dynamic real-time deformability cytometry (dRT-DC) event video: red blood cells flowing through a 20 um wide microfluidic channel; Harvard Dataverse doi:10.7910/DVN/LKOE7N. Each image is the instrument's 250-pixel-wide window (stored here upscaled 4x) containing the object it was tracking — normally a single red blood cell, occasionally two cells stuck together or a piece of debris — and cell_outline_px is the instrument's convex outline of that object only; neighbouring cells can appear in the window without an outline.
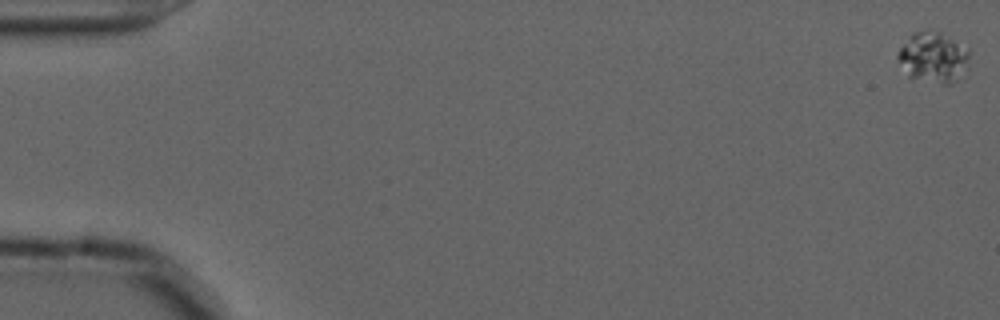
{"species": "common noctule bat (a hibernating species)", "species_latin": "Nyctalus noctula", "temperature_condition": "cold", "stored_images_in_passage": 13, "camera_frame_rate_fps": 3000, "um_per_image_px": 0.085, "animal": {"sex": "male", "forearm_length_mm": 52.5}, "frame": {"image": 1, "passage_image": 1, "time_ms": 0.0, "image_size_px": [1000, 320], "cell_outline_px": [[968, 68], [952, 84], [944, 84], [908, 76], [896, 56], [900, 48], [908, 36], [912, 32], [932, 28], [940, 32], [968, 48]], "centroid_in_image_um": [79.32, 4.83], "position_along_channel_um": 5.7, "area_um2": 21.1}}